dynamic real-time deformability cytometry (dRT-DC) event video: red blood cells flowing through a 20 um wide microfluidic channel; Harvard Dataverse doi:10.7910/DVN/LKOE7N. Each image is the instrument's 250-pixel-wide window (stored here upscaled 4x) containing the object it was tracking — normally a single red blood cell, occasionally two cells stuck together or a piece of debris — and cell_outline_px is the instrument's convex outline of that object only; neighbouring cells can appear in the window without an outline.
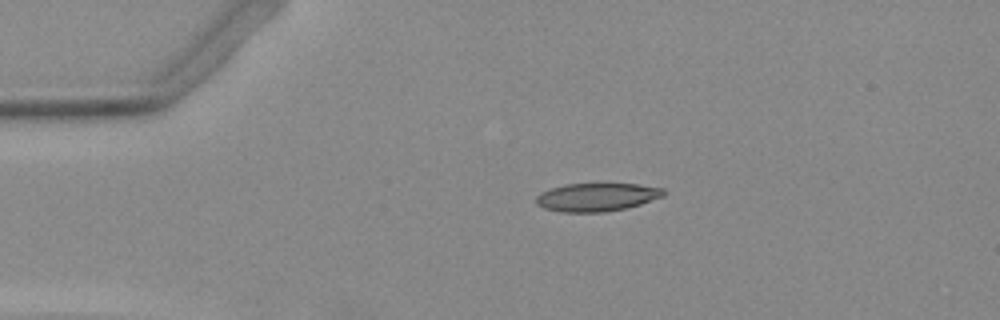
{"species": "Egyptian fruit bat (a non-hibernating species)", "species_latin": "Rousettus aegyptiacus", "temperature_condition": "warm", "stored_images_in_passage": 42, "camera_frame_rate_fps": 3000, "um_per_image_px": 0.085, "animal": {"sex": "female"}, "frame": {"image": 1, "passage_image": 1, "time_ms": 0.0, "image_size_px": [1000, 320], "cell_outline_px": [[664, 196], [640, 204], [624, 208], [604, 212], [560, 212], [544, 208], [536, 204], [536, 196], [540, 192], [564, 184], [596, 180], [640, 184], [664, 188]], "centroid_in_image_um": [50.72, 16.69], "position_along_channel_um": 34.3, "area_um2": 22.02}}
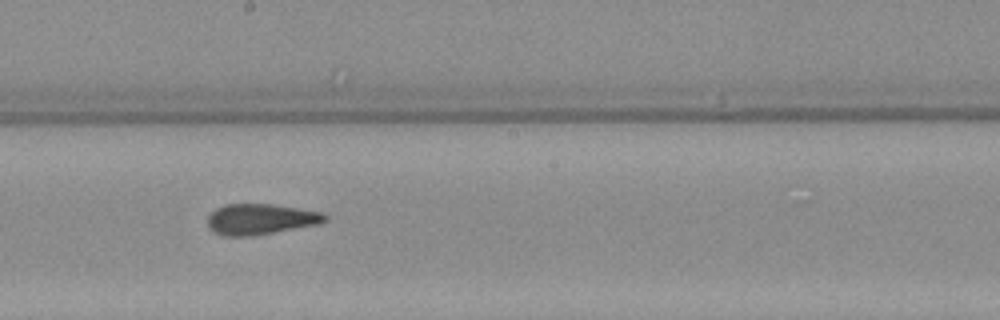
{"frame": {"image": 2, "passage_image": 19, "time_ms": 6.0, "image_size_px": [1000, 320], "cell_outline_px": [[328, 220], [320, 224], [252, 236], [224, 236], [208, 228], [208, 216], [216, 208], [224, 204], [272, 204], [324, 212], [328, 216]], "centroid_in_image_um": [22.18, 18.63], "position_along_channel_um": 226.0, "area_um2": 21.15}}
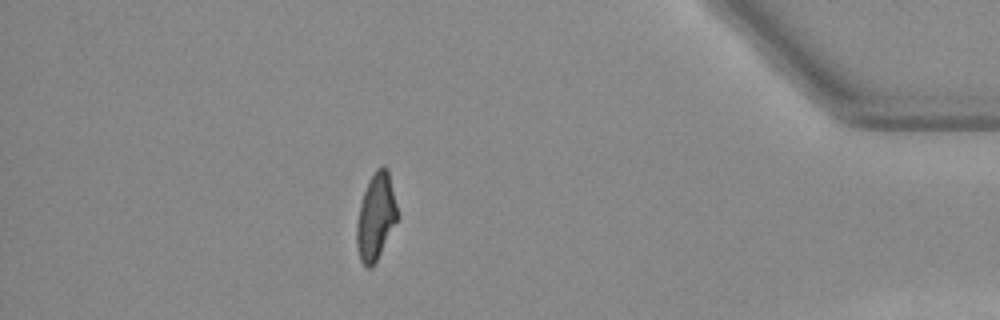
{"frame": {"image": 3, "passage_image": 36, "time_ms": 11.667, "image_size_px": [1000, 320], "cell_outline_px": [[396, 220], [372, 268], [368, 268], [360, 260], [356, 248], [356, 224], [360, 204], [364, 192], [376, 168], [380, 164], [384, 164], [388, 168], [396, 204]], "centroid_in_image_um": [31.91, 18.39], "position_along_channel_um": 403.3, "area_um2": 20.06}}